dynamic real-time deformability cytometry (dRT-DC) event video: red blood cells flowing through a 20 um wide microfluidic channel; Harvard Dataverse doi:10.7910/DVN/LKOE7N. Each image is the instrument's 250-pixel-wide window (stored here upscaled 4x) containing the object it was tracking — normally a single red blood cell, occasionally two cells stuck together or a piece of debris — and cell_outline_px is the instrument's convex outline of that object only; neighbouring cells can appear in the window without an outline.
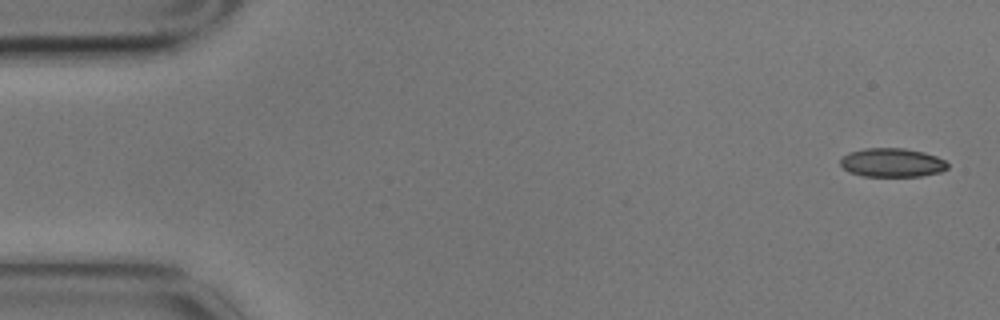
{"species": "common noctule bat (a hibernating species)", "species_latin": "Nyctalus noctula", "temperature_condition": "cold", "stored_images_in_passage": 9, "camera_frame_rate_fps": 3000, "um_per_image_px": 0.085, "animal": {"sex": "male", "body_mass_g": 17.9}, "frame": {"image": 1, "passage_image": 1, "time_ms": 0.0, "image_size_px": [1000, 320], "cell_outline_px": [[948, 168], [940, 172], [920, 176], [864, 176], [848, 172], [840, 164], [840, 160], [848, 152], [864, 148], [904, 148], [924, 152], [936, 156], [944, 160], [948, 164]], "centroid_in_image_um": [75.82, 13.82], "position_along_channel_um": 9.2, "area_um2": 18.03}}
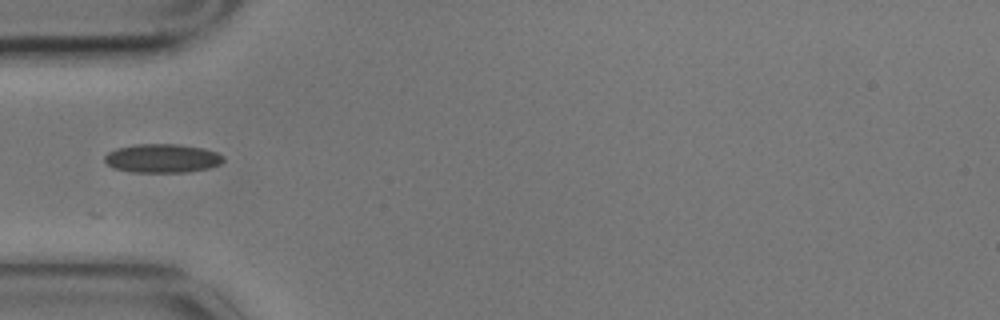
{"frame": {"image": 2, "passage_image": 5, "time_ms": 1.333, "image_size_px": [1000, 320], "cell_outline_px": [[224, 160], [220, 164], [208, 168], [188, 172], [132, 172], [112, 168], [104, 160], [104, 156], [108, 152], [116, 148], [136, 144], [176, 144], [204, 148], [216, 152], [224, 156]], "centroid_in_image_um": [13.78, 13.46], "position_along_channel_um": 71.2, "area_um2": 20.0}}
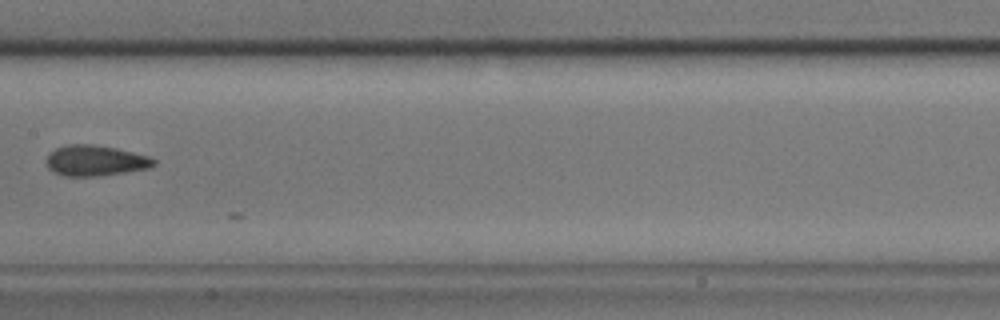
{"frame": {"image": 3, "passage_image": 8, "time_ms": 2.333, "image_size_px": [1000, 320], "cell_outline_px": [[156, 164], [148, 168], [100, 176], [64, 176], [52, 172], [48, 168], [44, 160], [56, 148], [68, 144], [92, 144], [116, 148], [152, 156], [156, 160]], "centroid_in_image_um": [8.11, 13.65], "position_along_channel_um": 199.3, "area_um2": 19.36}}